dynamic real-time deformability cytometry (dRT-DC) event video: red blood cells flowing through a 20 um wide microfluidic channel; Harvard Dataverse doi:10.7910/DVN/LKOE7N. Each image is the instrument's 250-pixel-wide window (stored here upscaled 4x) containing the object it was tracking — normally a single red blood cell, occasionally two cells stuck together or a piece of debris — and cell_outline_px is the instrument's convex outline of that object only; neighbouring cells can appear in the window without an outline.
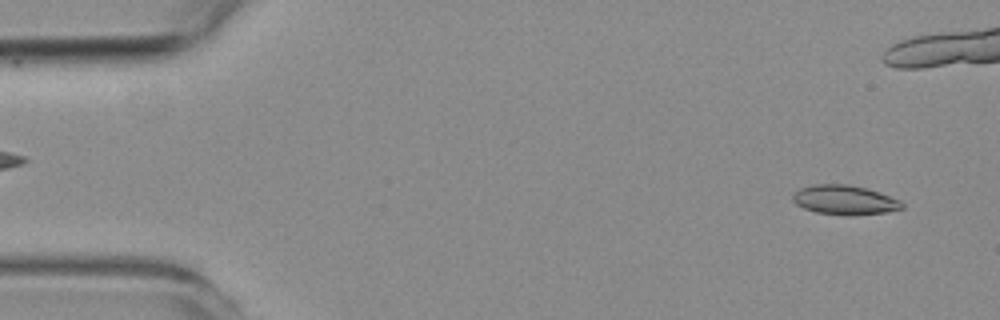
{"species": "common noctule bat (a hibernating species)", "species_latin": "Nyctalus noctula", "temperature_condition": "room temperature", "stored_images_in_passage": 55, "camera_frame_rate_fps": 3000, "um_per_image_px": 0.085, "animal": {"sex": "female", "body_mass_g": 19.3, "forearm_length_mm": 54.1}, "frame": {"image": 1, "passage_image": 3, "time_ms": 0.667, "image_size_px": [1000, 320], "cell_outline_px": [[904, 208], [884, 212], [816, 212], [804, 208], [796, 204], [792, 200], [792, 196], [800, 188], [812, 184], [848, 184], [868, 188], [900, 200], [904, 204]], "centroid_in_image_um": [71.77, 16.93], "position_along_channel_um": 13.2, "area_um2": 17.8}}
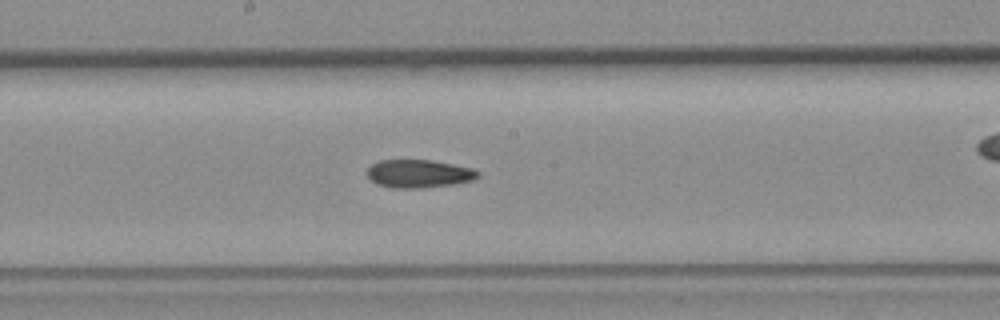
{"frame": {"image": 2, "passage_image": 28, "time_ms": 9.0, "image_size_px": [1000, 320], "cell_outline_px": [[480, 176], [472, 180], [452, 184], [420, 188], [392, 188], [376, 184], [368, 176], [368, 168], [372, 164], [380, 160], [432, 160], [472, 168], [480, 172]], "centroid_in_image_um": [35.6, 14.76], "position_along_channel_um": 212.6, "area_um2": 18.03}}
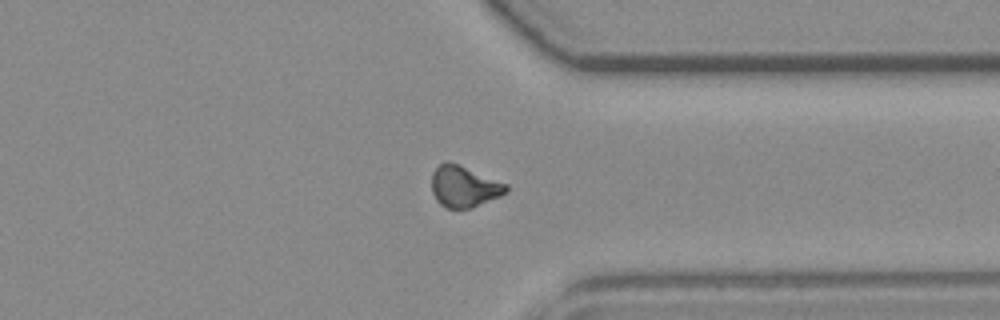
{"frame": {"image": 3, "passage_image": 41, "time_ms": 13.333, "image_size_px": [1000, 320], "cell_outline_px": [[508, 192], [500, 196], [472, 208], [444, 208], [436, 200], [432, 192], [432, 172], [444, 160], [448, 160], [508, 184]], "centroid_in_image_um": [39.44, 15.85], "position_along_channel_um": 372.0, "area_um2": 18.03}, "authors_computed_cell_mechanics": {"area_um2": 18.0336, "velocity_mm_per_s": 3.745, "shape_relaxation_time_tau1_ms": null, "shape_relaxation_time_tau2_ms": 4.867, "deformation_change_tau1": null, "deformation_change_tau2": 0.1139}}